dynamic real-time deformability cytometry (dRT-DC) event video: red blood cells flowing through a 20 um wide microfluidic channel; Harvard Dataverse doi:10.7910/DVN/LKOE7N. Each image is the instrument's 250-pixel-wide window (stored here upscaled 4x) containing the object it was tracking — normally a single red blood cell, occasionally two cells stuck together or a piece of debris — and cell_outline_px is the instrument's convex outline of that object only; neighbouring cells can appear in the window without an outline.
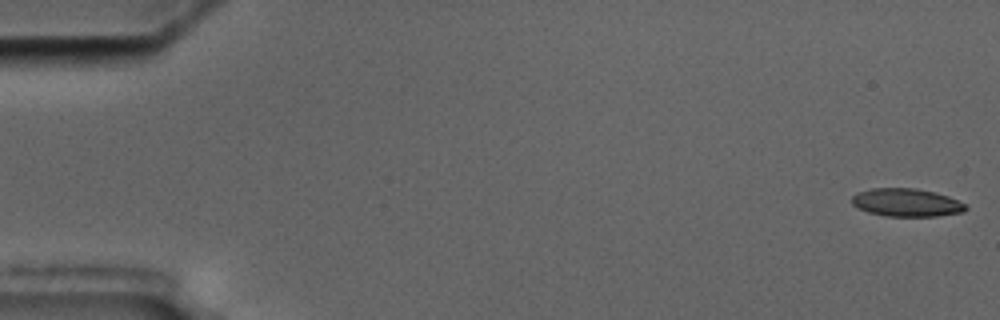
{"species": "common noctule bat (a hibernating species)", "species_latin": "Nyctalus noctula", "temperature_condition": "cold", "stored_images_in_passage": 5, "camera_frame_rate_fps": 3000, "um_per_image_px": 0.085, "animal": {"sex": "male", "body_mass_g": 17.5, "forearm_length_mm": 52.3}, "frame": {"image": 1, "passage_image": 1, "time_ms": 0.0, "image_size_px": [1000, 320], "cell_outline_px": [[968, 208], [964, 212], [936, 216], [884, 216], [868, 212], [856, 208], [852, 204], [852, 196], [856, 192], [872, 188], [916, 188], [948, 196], [968, 204]], "centroid_in_image_um": [77.05, 17.22], "position_along_channel_um": 8.0, "area_um2": 18.79}}